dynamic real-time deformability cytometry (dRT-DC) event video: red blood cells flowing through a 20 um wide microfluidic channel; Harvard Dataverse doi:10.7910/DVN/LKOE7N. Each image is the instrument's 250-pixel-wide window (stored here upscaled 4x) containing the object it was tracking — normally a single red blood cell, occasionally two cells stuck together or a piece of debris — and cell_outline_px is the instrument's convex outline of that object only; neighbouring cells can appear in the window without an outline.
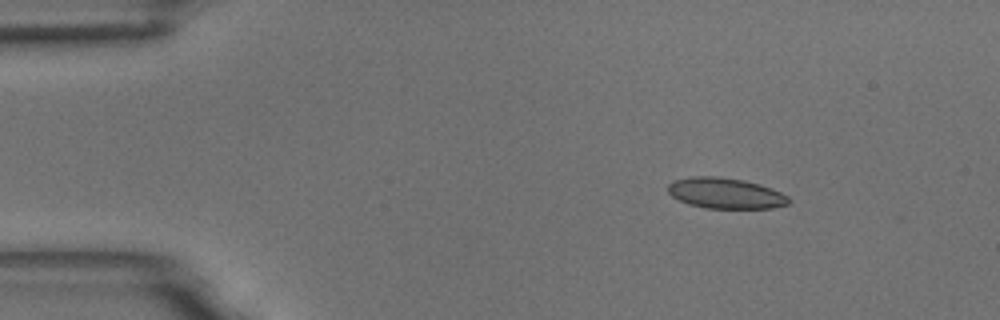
{"species": "common noctule bat (a hibernating species)", "species_latin": "Nyctalus noctula", "temperature_condition": "room temperature", "stored_images_in_passage": 49, "camera_frame_rate_fps": 3000, "um_per_image_px": 0.085, "animal": {"sex": "male", "body_mass_g": 18.8}, "frame": {"image": 1, "passage_image": 1, "time_ms": 0.0, "image_size_px": [1000, 320], "cell_outline_px": [[792, 200], [788, 204], [772, 208], [704, 208], [688, 204], [672, 196], [668, 192], [668, 184], [672, 180], [692, 176], [720, 176], [744, 180], [760, 184], [780, 192], [788, 196]], "centroid_in_image_um": [61.66, 16.42], "position_along_channel_um": 23.3, "area_um2": 21.79}}
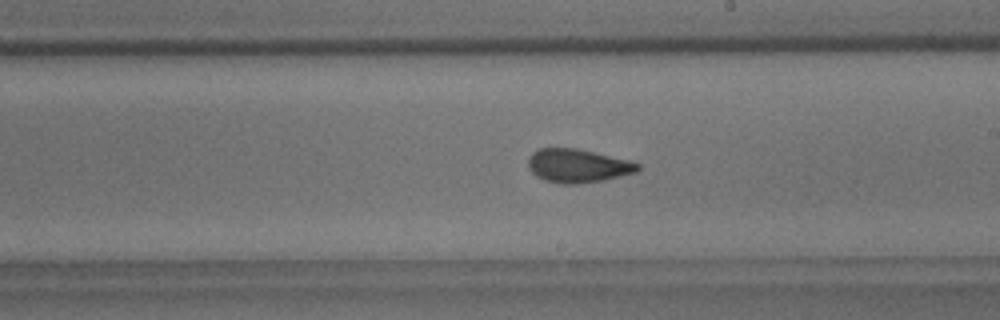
{"frame": {"image": 2, "passage_image": 25, "time_ms": 8.0, "image_size_px": [1000, 320], "cell_outline_px": [[640, 168], [636, 172], [604, 180], [576, 184], [560, 184], [544, 180], [536, 176], [528, 168], [528, 156], [532, 152], [540, 148], [576, 148], [628, 160], [640, 164]], "centroid_in_image_um": [49.07, 14.09], "position_along_channel_um": 239.9, "area_um2": 21.44}}
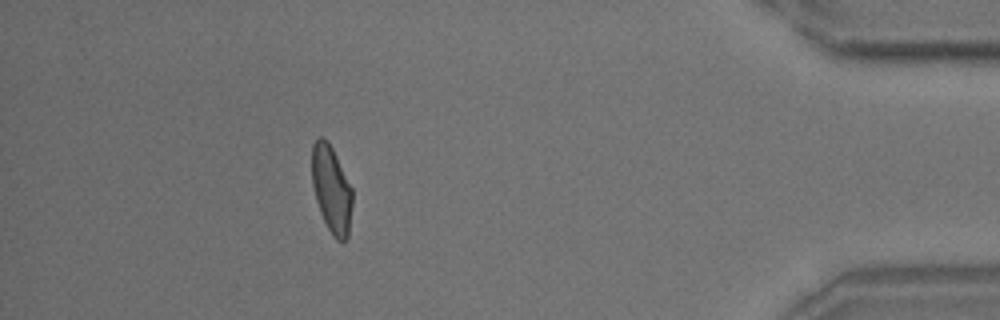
{"frame": {"image": 3, "passage_image": 43, "time_ms": 14.0, "image_size_px": [1000, 320], "cell_outline_px": [[352, 204], [348, 236], [344, 240], [336, 240], [332, 236], [320, 212], [316, 200], [312, 184], [312, 144], [320, 136], [324, 136], [332, 148], [352, 188]], "centroid_in_image_um": [28.17, 16.08], "position_along_channel_um": 407.0, "area_um2": 20.4}, "authors_computed_cell_mechanics": {"area_um2": 21.2126, "velocity_mm_per_s": 3.6295, "shape_relaxation_time_tau1_ms": 4.2895, "shape_relaxation_time_tau2_ms": 1.4357, "deformation_change_tau1": 0.1238, "deformation_change_tau2": 0.0747}}